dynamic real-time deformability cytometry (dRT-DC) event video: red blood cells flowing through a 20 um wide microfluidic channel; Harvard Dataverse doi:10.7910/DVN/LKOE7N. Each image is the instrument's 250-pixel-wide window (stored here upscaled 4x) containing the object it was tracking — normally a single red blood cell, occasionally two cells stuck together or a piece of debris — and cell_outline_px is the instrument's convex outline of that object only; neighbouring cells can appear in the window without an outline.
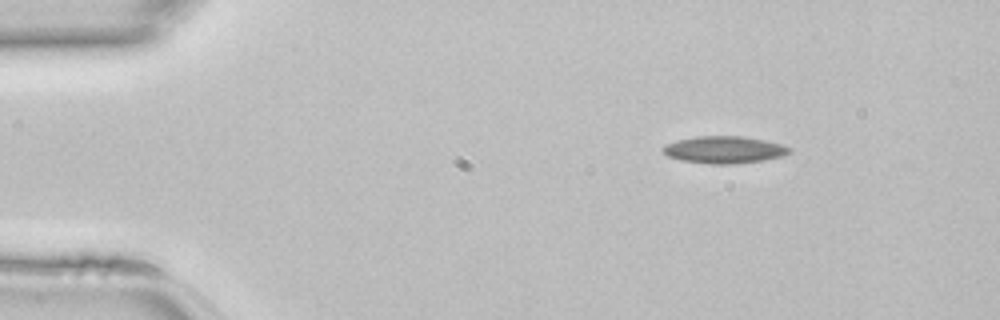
{"species": "common noctule bat (a hibernating species)", "species_latin": "Nyctalus noctula", "temperature_condition": "room temperature", "stored_images_in_passage": 41, "camera_frame_rate_fps": 3000, "um_per_image_px": 0.085, "animal": {"sex": "female", "body_mass_g": 22.7, "forearm_length_mm": 54.2}, "frame": {"image": 1, "passage_image": 1, "time_ms": 0.0, "image_size_px": [1000, 320], "cell_outline_px": [[792, 152], [784, 156], [764, 160], [732, 164], [708, 164], [680, 160], [668, 156], [660, 148], [664, 144], [676, 140], [696, 136], [744, 136], [764, 140], [780, 144], [792, 148]], "centroid_in_image_um": [61.55, 12.73], "position_along_channel_um": 23.5, "area_um2": 20.23}}
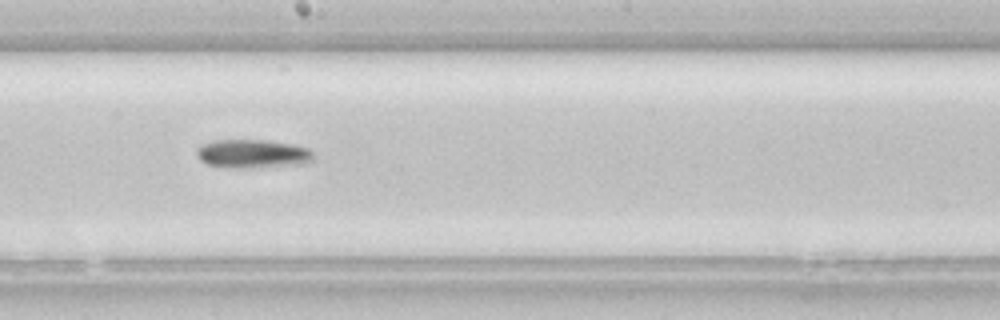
{"frame": {"image": 2, "passage_image": 20, "time_ms": 6.333, "image_size_px": [1000, 320], "cell_outline_px": [[316, 156], [312, 160], [304, 164], [244, 168], [228, 168], [208, 164], [200, 160], [196, 156], [196, 148], [212, 140], [268, 140], [296, 144], [308, 148]], "centroid_in_image_um": [21.49, 13.06], "position_along_channel_um": 226.7, "area_um2": 19.77}}
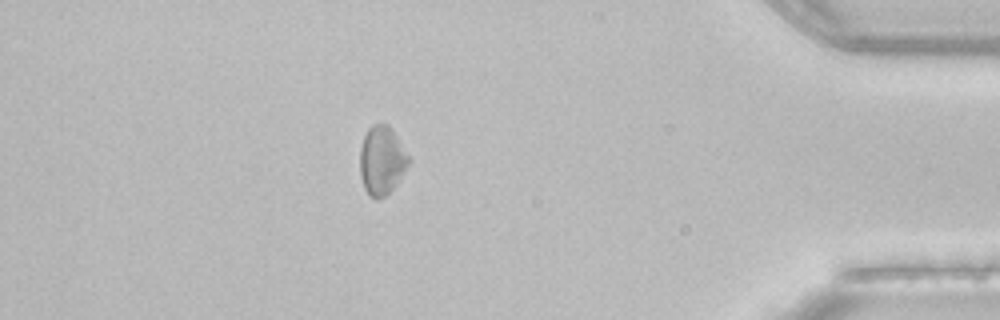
{"frame": {"image": 3, "passage_image": 35, "time_ms": 11.333, "image_size_px": [1000, 320], "cell_outline_px": [[412, 160], [396, 184], [384, 196], [376, 200], [368, 196], [364, 188], [360, 176], [360, 148], [364, 136], [368, 128], [372, 124], [388, 124], [392, 128]], "centroid_in_image_um": [32.45, 13.63], "position_along_channel_um": 402.7, "area_um2": 19.71}}